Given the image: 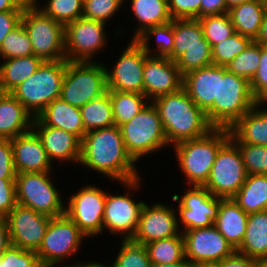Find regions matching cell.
Segmentation results:
<instances>
[{
    "label": "cell",
    "mask_w": 267,
    "mask_h": 267,
    "mask_svg": "<svg viewBox=\"0 0 267 267\" xmlns=\"http://www.w3.org/2000/svg\"><path fill=\"white\" fill-rule=\"evenodd\" d=\"M79 163L120 183L141 177L116 125L86 132Z\"/></svg>",
    "instance_id": "1"
},
{
    "label": "cell",
    "mask_w": 267,
    "mask_h": 267,
    "mask_svg": "<svg viewBox=\"0 0 267 267\" xmlns=\"http://www.w3.org/2000/svg\"><path fill=\"white\" fill-rule=\"evenodd\" d=\"M152 103L157 108L168 145L197 139L207 135L214 127L182 87L175 93L155 98Z\"/></svg>",
    "instance_id": "2"
},
{
    "label": "cell",
    "mask_w": 267,
    "mask_h": 267,
    "mask_svg": "<svg viewBox=\"0 0 267 267\" xmlns=\"http://www.w3.org/2000/svg\"><path fill=\"white\" fill-rule=\"evenodd\" d=\"M230 139V131L214 128L207 135L173 145L178 167L187 185L204 186L219 149Z\"/></svg>",
    "instance_id": "3"
},
{
    "label": "cell",
    "mask_w": 267,
    "mask_h": 267,
    "mask_svg": "<svg viewBox=\"0 0 267 267\" xmlns=\"http://www.w3.org/2000/svg\"><path fill=\"white\" fill-rule=\"evenodd\" d=\"M258 103L252 94L250 81L223 66V77H219L218 100H214L206 116L214 128L230 129Z\"/></svg>",
    "instance_id": "4"
},
{
    "label": "cell",
    "mask_w": 267,
    "mask_h": 267,
    "mask_svg": "<svg viewBox=\"0 0 267 267\" xmlns=\"http://www.w3.org/2000/svg\"><path fill=\"white\" fill-rule=\"evenodd\" d=\"M66 60L43 61L36 72L11 94L36 118L44 108L60 97Z\"/></svg>",
    "instance_id": "5"
},
{
    "label": "cell",
    "mask_w": 267,
    "mask_h": 267,
    "mask_svg": "<svg viewBox=\"0 0 267 267\" xmlns=\"http://www.w3.org/2000/svg\"><path fill=\"white\" fill-rule=\"evenodd\" d=\"M119 128L126 151L135 162L169 146L159 112L152 101Z\"/></svg>",
    "instance_id": "6"
},
{
    "label": "cell",
    "mask_w": 267,
    "mask_h": 267,
    "mask_svg": "<svg viewBox=\"0 0 267 267\" xmlns=\"http://www.w3.org/2000/svg\"><path fill=\"white\" fill-rule=\"evenodd\" d=\"M107 92L105 64L67 61L60 99L81 108Z\"/></svg>",
    "instance_id": "7"
},
{
    "label": "cell",
    "mask_w": 267,
    "mask_h": 267,
    "mask_svg": "<svg viewBox=\"0 0 267 267\" xmlns=\"http://www.w3.org/2000/svg\"><path fill=\"white\" fill-rule=\"evenodd\" d=\"M86 237L66 214L51 217L42 243L36 251L41 265L43 267H73L75 262L66 264L64 261L69 257L72 258L80 250Z\"/></svg>",
    "instance_id": "8"
},
{
    "label": "cell",
    "mask_w": 267,
    "mask_h": 267,
    "mask_svg": "<svg viewBox=\"0 0 267 267\" xmlns=\"http://www.w3.org/2000/svg\"><path fill=\"white\" fill-rule=\"evenodd\" d=\"M21 23L25 28L33 55L43 61L65 58V26L44 14L36 5L25 6Z\"/></svg>",
    "instance_id": "9"
},
{
    "label": "cell",
    "mask_w": 267,
    "mask_h": 267,
    "mask_svg": "<svg viewBox=\"0 0 267 267\" xmlns=\"http://www.w3.org/2000/svg\"><path fill=\"white\" fill-rule=\"evenodd\" d=\"M52 172L16 173L15 190L18 204L49 217L65 214L61 191L51 180Z\"/></svg>",
    "instance_id": "10"
},
{
    "label": "cell",
    "mask_w": 267,
    "mask_h": 267,
    "mask_svg": "<svg viewBox=\"0 0 267 267\" xmlns=\"http://www.w3.org/2000/svg\"><path fill=\"white\" fill-rule=\"evenodd\" d=\"M140 179L141 177L121 182L128 190L124 195H113V193L106 192L103 231L108 229L115 236L119 234L121 240L132 239L138 226L140 213L145 202H135L130 191H137L141 187Z\"/></svg>",
    "instance_id": "11"
},
{
    "label": "cell",
    "mask_w": 267,
    "mask_h": 267,
    "mask_svg": "<svg viewBox=\"0 0 267 267\" xmlns=\"http://www.w3.org/2000/svg\"><path fill=\"white\" fill-rule=\"evenodd\" d=\"M247 171L238 146L229 139L218 151L204 187L220 198H232L244 184Z\"/></svg>",
    "instance_id": "12"
},
{
    "label": "cell",
    "mask_w": 267,
    "mask_h": 267,
    "mask_svg": "<svg viewBox=\"0 0 267 267\" xmlns=\"http://www.w3.org/2000/svg\"><path fill=\"white\" fill-rule=\"evenodd\" d=\"M106 23L80 17L65 25L67 61L92 62L94 55L107 45ZM93 58V60H92Z\"/></svg>",
    "instance_id": "13"
},
{
    "label": "cell",
    "mask_w": 267,
    "mask_h": 267,
    "mask_svg": "<svg viewBox=\"0 0 267 267\" xmlns=\"http://www.w3.org/2000/svg\"><path fill=\"white\" fill-rule=\"evenodd\" d=\"M181 232L184 255L192 267L216 265L236 252L214 225Z\"/></svg>",
    "instance_id": "14"
},
{
    "label": "cell",
    "mask_w": 267,
    "mask_h": 267,
    "mask_svg": "<svg viewBox=\"0 0 267 267\" xmlns=\"http://www.w3.org/2000/svg\"><path fill=\"white\" fill-rule=\"evenodd\" d=\"M105 199V190L95 185H85L69 196V201L65 203V214L87 238L103 234Z\"/></svg>",
    "instance_id": "15"
},
{
    "label": "cell",
    "mask_w": 267,
    "mask_h": 267,
    "mask_svg": "<svg viewBox=\"0 0 267 267\" xmlns=\"http://www.w3.org/2000/svg\"><path fill=\"white\" fill-rule=\"evenodd\" d=\"M171 199L179 202L176 211L182 231L212 226L217 218L219 197L213 196L204 186L189 185L181 197L174 194Z\"/></svg>",
    "instance_id": "16"
},
{
    "label": "cell",
    "mask_w": 267,
    "mask_h": 267,
    "mask_svg": "<svg viewBox=\"0 0 267 267\" xmlns=\"http://www.w3.org/2000/svg\"><path fill=\"white\" fill-rule=\"evenodd\" d=\"M130 41L113 69L105 64L107 90L143 94V69L149 55L136 40Z\"/></svg>",
    "instance_id": "17"
},
{
    "label": "cell",
    "mask_w": 267,
    "mask_h": 267,
    "mask_svg": "<svg viewBox=\"0 0 267 267\" xmlns=\"http://www.w3.org/2000/svg\"><path fill=\"white\" fill-rule=\"evenodd\" d=\"M5 218L11 245L35 252L41 245L51 220V217L18 203Z\"/></svg>",
    "instance_id": "18"
},
{
    "label": "cell",
    "mask_w": 267,
    "mask_h": 267,
    "mask_svg": "<svg viewBox=\"0 0 267 267\" xmlns=\"http://www.w3.org/2000/svg\"><path fill=\"white\" fill-rule=\"evenodd\" d=\"M179 229L176 207L164 203H144L132 241L147 244L182 234Z\"/></svg>",
    "instance_id": "19"
},
{
    "label": "cell",
    "mask_w": 267,
    "mask_h": 267,
    "mask_svg": "<svg viewBox=\"0 0 267 267\" xmlns=\"http://www.w3.org/2000/svg\"><path fill=\"white\" fill-rule=\"evenodd\" d=\"M183 87V75L167 57L148 56L143 69V94L149 101Z\"/></svg>",
    "instance_id": "20"
},
{
    "label": "cell",
    "mask_w": 267,
    "mask_h": 267,
    "mask_svg": "<svg viewBox=\"0 0 267 267\" xmlns=\"http://www.w3.org/2000/svg\"><path fill=\"white\" fill-rule=\"evenodd\" d=\"M32 129L40 138L49 160L79 164L81 157V140L74 134L59 128L45 126L37 117Z\"/></svg>",
    "instance_id": "21"
},
{
    "label": "cell",
    "mask_w": 267,
    "mask_h": 267,
    "mask_svg": "<svg viewBox=\"0 0 267 267\" xmlns=\"http://www.w3.org/2000/svg\"><path fill=\"white\" fill-rule=\"evenodd\" d=\"M11 146L16 173L52 171L53 164L33 129L11 139Z\"/></svg>",
    "instance_id": "22"
},
{
    "label": "cell",
    "mask_w": 267,
    "mask_h": 267,
    "mask_svg": "<svg viewBox=\"0 0 267 267\" xmlns=\"http://www.w3.org/2000/svg\"><path fill=\"white\" fill-rule=\"evenodd\" d=\"M219 77H223V66L211 64L183 75V88L192 101L205 113L218 100Z\"/></svg>",
    "instance_id": "23"
},
{
    "label": "cell",
    "mask_w": 267,
    "mask_h": 267,
    "mask_svg": "<svg viewBox=\"0 0 267 267\" xmlns=\"http://www.w3.org/2000/svg\"><path fill=\"white\" fill-rule=\"evenodd\" d=\"M259 102L246 112L230 129V139L234 143L267 146V108Z\"/></svg>",
    "instance_id": "24"
},
{
    "label": "cell",
    "mask_w": 267,
    "mask_h": 267,
    "mask_svg": "<svg viewBox=\"0 0 267 267\" xmlns=\"http://www.w3.org/2000/svg\"><path fill=\"white\" fill-rule=\"evenodd\" d=\"M249 214L242 210L233 198H220L213 225L236 250L242 243Z\"/></svg>",
    "instance_id": "25"
},
{
    "label": "cell",
    "mask_w": 267,
    "mask_h": 267,
    "mask_svg": "<svg viewBox=\"0 0 267 267\" xmlns=\"http://www.w3.org/2000/svg\"><path fill=\"white\" fill-rule=\"evenodd\" d=\"M34 117L11 94L0 92V139H13L32 129Z\"/></svg>",
    "instance_id": "26"
},
{
    "label": "cell",
    "mask_w": 267,
    "mask_h": 267,
    "mask_svg": "<svg viewBox=\"0 0 267 267\" xmlns=\"http://www.w3.org/2000/svg\"><path fill=\"white\" fill-rule=\"evenodd\" d=\"M37 118L45 126L70 132L80 140L86 134L80 108L72 106L60 98L48 104Z\"/></svg>",
    "instance_id": "27"
},
{
    "label": "cell",
    "mask_w": 267,
    "mask_h": 267,
    "mask_svg": "<svg viewBox=\"0 0 267 267\" xmlns=\"http://www.w3.org/2000/svg\"><path fill=\"white\" fill-rule=\"evenodd\" d=\"M236 252L267 261V210L249 214L243 241Z\"/></svg>",
    "instance_id": "28"
},
{
    "label": "cell",
    "mask_w": 267,
    "mask_h": 267,
    "mask_svg": "<svg viewBox=\"0 0 267 267\" xmlns=\"http://www.w3.org/2000/svg\"><path fill=\"white\" fill-rule=\"evenodd\" d=\"M266 10L267 0H250L232 7L228 13L235 32L254 41Z\"/></svg>",
    "instance_id": "29"
},
{
    "label": "cell",
    "mask_w": 267,
    "mask_h": 267,
    "mask_svg": "<svg viewBox=\"0 0 267 267\" xmlns=\"http://www.w3.org/2000/svg\"><path fill=\"white\" fill-rule=\"evenodd\" d=\"M2 62L0 64V92L11 93L36 72L43 60L30 55L4 59Z\"/></svg>",
    "instance_id": "30"
},
{
    "label": "cell",
    "mask_w": 267,
    "mask_h": 267,
    "mask_svg": "<svg viewBox=\"0 0 267 267\" xmlns=\"http://www.w3.org/2000/svg\"><path fill=\"white\" fill-rule=\"evenodd\" d=\"M129 4H131L133 18L138 21L136 28L133 29L132 40H135L146 29L172 20L167 0H131Z\"/></svg>",
    "instance_id": "31"
},
{
    "label": "cell",
    "mask_w": 267,
    "mask_h": 267,
    "mask_svg": "<svg viewBox=\"0 0 267 267\" xmlns=\"http://www.w3.org/2000/svg\"><path fill=\"white\" fill-rule=\"evenodd\" d=\"M247 214L267 210V174H248L240 190L232 197Z\"/></svg>",
    "instance_id": "32"
},
{
    "label": "cell",
    "mask_w": 267,
    "mask_h": 267,
    "mask_svg": "<svg viewBox=\"0 0 267 267\" xmlns=\"http://www.w3.org/2000/svg\"><path fill=\"white\" fill-rule=\"evenodd\" d=\"M174 47L168 57L175 62L189 47L210 46L199 19H173Z\"/></svg>",
    "instance_id": "33"
},
{
    "label": "cell",
    "mask_w": 267,
    "mask_h": 267,
    "mask_svg": "<svg viewBox=\"0 0 267 267\" xmlns=\"http://www.w3.org/2000/svg\"><path fill=\"white\" fill-rule=\"evenodd\" d=\"M80 110L86 132L115 125L109 90L83 105Z\"/></svg>",
    "instance_id": "34"
},
{
    "label": "cell",
    "mask_w": 267,
    "mask_h": 267,
    "mask_svg": "<svg viewBox=\"0 0 267 267\" xmlns=\"http://www.w3.org/2000/svg\"><path fill=\"white\" fill-rule=\"evenodd\" d=\"M155 37L157 48L152 49L149 42L150 38ZM143 50L149 56L169 57L173 52L174 35H173V19L165 24L156 25L146 29L135 39ZM152 51H155L152 53Z\"/></svg>",
    "instance_id": "35"
},
{
    "label": "cell",
    "mask_w": 267,
    "mask_h": 267,
    "mask_svg": "<svg viewBox=\"0 0 267 267\" xmlns=\"http://www.w3.org/2000/svg\"><path fill=\"white\" fill-rule=\"evenodd\" d=\"M116 126L130 121L149 102L144 94L109 91Z\"/></svg>",
    "instance_id": "36"
},
{
    "label": "cell",
    "mask_w": 267,
    "mask_h": 267,
    "mask_svg": "<svg viewBox=\"0 0 267 267\" xmlns=\"http://www.w3.org/2000/svg\"><path fill=\"white\" fill-rule=\"evenodd\" d=\"M144 245L151 264H172L185 258L182 234L152 241Z\"/></svg>",
    "instance_id": "37"
},
{
    "label": "cell",
    "mask_w": 267,
    "mask_h": 267,
    "mask_svg": "<svg viewBox=\"0 0 267 267\" xmlns=\"http://www.w3.org/2000/svg\"><path fill=\"white\" fill-rule=\"evenodd\" d=\"M36 7L64 26L83 15V0H47L44 6L38 2Z\"/></svg>",
    "instance_id": "38"
},
{
    "label": "cell",
    "mask_w": 267,
    "mask_h": 267,
    "mask_svg": "<svg viewBox=\"0 0 267 267\" xmlns=\"http://www.w3.org/2000/svg\"><path fill=\"white\" fill-rule=\"evenodd\" d=\"M211 48L235 33L229 13L198 18Z\"/></svg>",
    "instance_id": "39"
},
{
    "label": "cell",
    "mask_w": 267,
    "mask_h": 267,
    "mask_svg": "<svg viewBox=\"0 0 267 267\" xmlns=\"http://www.w3.org/2000/svg\"><path fill=\"white\" fill-rule=\"evenodd\" d=\"M33 55V48L29 36L20 23L3 39L0 46L2 60Z\"/></svg>",
    "instance_id": "40"
},
{
    "label": "cell",
    "mask_w": 267,
    "mask_h": 267,
    "mask_svg": "<svg viewBox=\"0 0 267 267\" xmlns=\"http://www.w3.org/2000/svg\"><path fill=\"white\" fill-rule=\"evenodd\" d=\"M112 267H150L151 262L144 244L131 239L122 240Z\"/></svg>",
    "instance_id": "41"
},
{
    "label": "cell",
    "mask_w": 267,
    "mask_h": 267,
    "mask_svg": "<svg viewBox=\"0 0 267 267\" xmlns=\"http://www.w3.org/2000/svg\"><path fill=\"white\" fill-rule=\"evenodd\" d=\"M261 57V45L252 41L250 45L238 56H236L226 69L238 76L251 81L258 70Z\"/></svg>",
    "instance_id": "42"
},
{
    "label": "cell",
    "mask_w": 267,
    "mask_h": 267,
    "mask_svg": "<svg viewBox=\"0 0 267 267\" xmlns=\"http://www.w3.org/2000/svg\"><path fill=\"white\" fill-rule=\"evenodd\" d=\"M252 42L248 37L235 32L232 36L212 47L213 64L226 67L240 55Z\"/></svg>",
    "instance_id": "43"
},
{
    "label": "cell",
    "mask_w": 267,
    "mask_h": 267,
    "mask_svg": "<svg viewBox=\"0 0 267 267\" xmlns=\"http://www.w3.org/2000/svg\"><path fill=\"white\" fill-rule=\"evenodd\" d=\"M235 144L239 148L247 174H267V146Z\"/></svg>",
    "instance_id": "44"
},
{
    "label": "cell",
    "mask_w": 267,
    "mask_h": 267,
    "mask_svg": "<svg viewBox=\"0 0 267 267\" xmlns=\"http://www.w3.org/2000/svg\"><path fill=\"white\" fill-rule=\"evenodd\" d=\"M175 63L182 75H185L192 70L209 66L213 64L212 48L211 46L189 47L188 50L175 61Z\"/></svg>",
    "instance_id": "45"
},
{
    "label": "cell",
    "mask_w": 267,
    "mask_h": 267,
    "mask_svg": "<svg viewBox=\"0 0 267 267\" xmlns=\"http://www.w3.org/2000/svg\"><path fill=\"white\" fill-rule=\"evenodd\" d=\"M125 0H83L82 17L108 23L123 6ZM119 9V10H118Z\"/></svg>",
    "instance_id": "46"
},
{
    "label": "cell",
    "mask_w": 267,
    "mask_h": 267,
    "mask_svg": "<svg viewBox=\"0 0 267 267\" xmlns=\"http://www.w3.org/2000/svg\"><path fill=\"white\" fill-rule=\"evenodd\" d=\"M0 267H43L35 251L10 245L0 257Z\"/></svg>",
    "instance_id": "47"
},
{
    "label": "cell",
    "mask_w": 267,
    "mask_h": 267,
    "mask_svg": "<svg viewBox=\"0 0 267 267\" xmlns=\"http://www.w3.org/2000/svg\"><path fill=\"white\" fill-rule=\"evenodd\" d=\"M250 87L258 102H267V46L261 45L260 64L250 81Z\"/></svg>",
    "instance_id": "48"
},
{
    "label": "cell",
    "mask_w": 267,
    "mask_h": 267,
    "mask_svg": "<svg viewBox=\"0 0 267 267\" xmlns=\"http://www.w3.org/2000/svg\"><path fill=\"white\" fill-rule=\"evenodd\" d=\"M172 19L201 18V0H167Z\"/></svg>",
    "instance_id": "49"
},
{
    "label": "cell",
    "mask_w": 267,
    "mask_h": 267,
    "mask_svg": "<svg viewBox=\"0 0 267 267\" xmlns=\"http://www.w3.org/2000/svg\"><path fill=\"white\" fill-rule=\"evenodd\" d=\"M15 179L0 178V217H6L16 206Z\"/></svg>",
    "instance_id": "50"
},
{
    "label": "cell",
    "mask_w": 267,
    "mask_h": 267,
    "mask_svg": "<svg viewBox=\"0 0 267 267\" xmlns=\"http://www.w3.org/2000/svg\"><path fill=\"white\" fill-rule=\"evenodd\" d=\"M0 178H16L11 139H0Z\"/></svg>",
    "instance_id": "51"
},
{
    "label": "cell",
    "mask_w": 267,
    "mask_h": 267,
    "mask_svg": "<svg viewBox=\"0 0 267 267\" xmlns=\"http://www.w3.org/2000/svg\"><path fill=\"white\" fill-rule=\"evenodd\" d=\"M23 11L0 12V46L10 31L21 23Z\"/></svg>",
    "instance_id": "52"
},
{
    "label": "cell",
    "mask_w": 267,
    "mask_h": 267,
    "mask_svg": "<svg viewBox=\"0 0 267 267\" xmlns=\"http://www.w3.org/2000/svg\"><path fill=\"white\" fill-rule=\"evenodd\" d=\"M261 261L235 252L216 264L217 267H257Z\"/></svg>",
    "instance_id": "53"
},
{
    "label": "cell",
    "mask_w": 267,
    "mask_h": 267,
    "mask_svg": "<svg viewBox=\"0 0 267 267\" xmlns=\"http://www.w3.org/2000/svg\"><path fill=\"white\" fill-rule=\"evenodd\" d=\"M226 13L225 0H201V18Z\"/></svg>",
    "instance_id": "54"
},
{
    "label": "cell",
    "mask_w": 267,
    "mask_h": 267,
    "mask_svg": "<svg viewBox=\"0 0 267 267\" xmlns=\"http://www.w3.org/2000/svg\"><path fill=\"white\" fill-rule=\"evenodd\" d=\"M11 245L8 224L6 218L0 217V257L5 250Z\"/></svg>",
    "instance_id": "55"
},
{
    "label": "cell",
    "mask_w": 267,
    "mask_h": 267,
    "mask_svg": "<svg viewBox=\"0 0 267 267\" xmlns=\"http://www.w3.org/2000/svg\"><path fill=\"white\" fill-rule=\"evenodd\" d=\"M24 7L19 0H0V12L23 11Z\"/></svg>",
    "instance_id": "56"
},
{
    "label": "cell",
    "mask_w": 267,
    "mask_h": 267,
    "mask_svg": "<svg viewBox=\"0 0 267 267\" xmlns=\"http://www.w3.org/2000/svg\"><path fill=\"white\" fill-rule=\"evenodd\" d=\"M254 42L259 43L260 45L267 46V10L260 26L258 35Z\"/></svg>",
    "instance_id": "57"
},
{
    "label": "cell",
    "mask_w": 267,
    "mask_h": 267,
    "mask_svg": "<svg viewBox=\"0 0 267 267\" xmlns=\"http://www.w3.org/2000/svg\"><path fill=\"white\" fill-rule=\"evenodd\" d=\"M150 267H192L190 262L184 258L182 261H178L172 264H151Z\"/></svg>",
    "instance_id": "58"
},
{
    "label": "cell",
    "mask_w": 267,
    "mask_h": 267,
    "mask_svg": "<svg viewBox=\"0 0 267 267\" xmlns=\"http://www.w3.org/2000/svg\"><path fill=\"white\" fill-rule=\"evenodd\" d=\"M73 267H112L111 265L108 266L105 264H102L101 262H95V261H89V262H76V264Z\"/></svg>",
    "instance_id": "59"
},
{
    "label": "cell",
    "mask_w": 267,
    "mask_h": 267,
    "mask_svg": "<svg viewBox=\"0 0 267 267\" xmlns=\"http://www.w3.org/2000/svg\"><path fill=\"white\" fill-rule=\"evenodd\" d=\"M250 0H225L226 3V13L234 6L240 5L241 3L247 2Z\"/></svg>",
    "instance_id": "60"
},
{
    "label": "cell",
    "mask_w": 267,
    "mask_h": 267,
    "mask_svg": "<svg viewBox=\"0 0 267 267\" xmlns=\"http://www.w3.org/2000/svg\"><path fill=\"white\" fill-rule=\"evenodd\" d=\"M23 5L30 6V5H37L39 2L38 0H19Z\"/></svg>",
    "instance_id": "61"
},
{
    "label": "cell",
    "mask_w": 267,
    "mask_h": 267,
    "mask_svg": "<svg viewBox=\"0 0 267 267\" xmlns=\"http://www.w3.org/2000/svg\"><path fill=\"white\" fill-rule=\"evenodd\" d=\"M257 267H267V261H261Z\"/></svg>",
    "instance_id": "62"
},
{
    "label": "cell",
    "mask_w": 267,
    "mask_h": 267,
    "mask_svg": "<svg viewBox=\"0 0 267 267\" xmlns=\"http://www.w3.org/2000/svg\"><path fill=\"white\" fill-rule=\"evenodd\" d=\"M193 267H217L216 265H198Z\"/></svg>",
    "instance_id": "63"
}]
</instances>
